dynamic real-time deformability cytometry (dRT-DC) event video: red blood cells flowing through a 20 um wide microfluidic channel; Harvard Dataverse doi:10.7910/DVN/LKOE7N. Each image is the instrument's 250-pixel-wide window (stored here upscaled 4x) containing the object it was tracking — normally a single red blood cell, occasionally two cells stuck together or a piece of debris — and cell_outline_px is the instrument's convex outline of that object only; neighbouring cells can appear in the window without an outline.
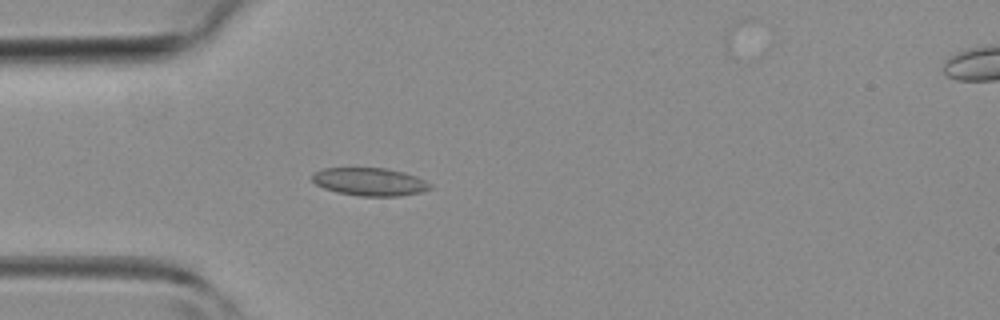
{"species": "common noctule bat (a hibernating species)", "species_latin": "Nyctalus noctula", "temperature_condition": "room temperature", "stored_images_in_passage": 44, "camera_frame_rate_fps": 3000, "um_per_image_px": 0.085, "animal": {"sex": "female", "body_mass_g": 19.3, "forearm_length_mm": 54.1}, "frame": {"image": 1, "passage_image": 12, "time_ms": 3.667, "image_size_px": [1000, 320], "cell_outline_px": [[432, 188], [420, 192], [400, 196], [360, 196], [336, 192], [324, 188], [316, 184], [312, 180], [312, 172], [320, 168], [388, 168], [404, 172], [416, 176], [432, 184]], "centroid_in_image_um": [31.41, 15.44], "position_along_channel_um": 53.6, "area_um2": 19.36}}
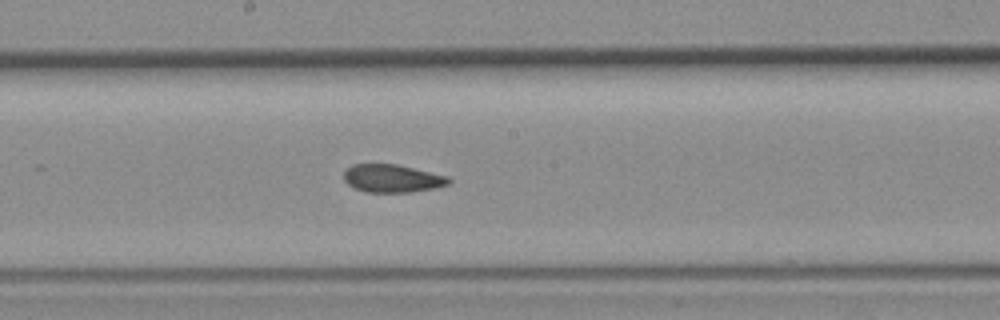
{"frame": {"image": 2, "passage_image": 23, "time_ms": 7.333, "image_size_px": [1000, 320], "cell_outline_px": [[452, 180], [448, 184], [436, 188], [412, 192], [364, 192], [348, 184], [344, 180], [344, 172], [352, 164], [396, 164], [448, 176]], "centroid_in_image_um": [33.35, 15.17], "position_along_channel_um": 214.8, "area_um2": 17.05}}
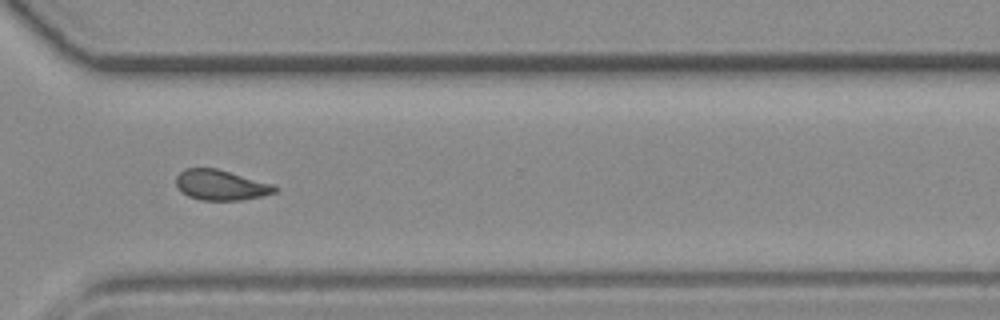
{"frame": {"image": 3, "passage_image": 32, "time_ms": 10.333, "image_size_px": [1000, 320], "cell_outline_px": [[280, 188], [276, 192], [260, 196], [240, 200], [200, 200], [188, 196], [180, 192], [176, 184], [176, 176], [184, 168], [216, 168], [272, 184]], "centroid_in_image_um": [18.74, 15.73], "position_along_channel_um": 351.9, "area_um2": 17.4}}